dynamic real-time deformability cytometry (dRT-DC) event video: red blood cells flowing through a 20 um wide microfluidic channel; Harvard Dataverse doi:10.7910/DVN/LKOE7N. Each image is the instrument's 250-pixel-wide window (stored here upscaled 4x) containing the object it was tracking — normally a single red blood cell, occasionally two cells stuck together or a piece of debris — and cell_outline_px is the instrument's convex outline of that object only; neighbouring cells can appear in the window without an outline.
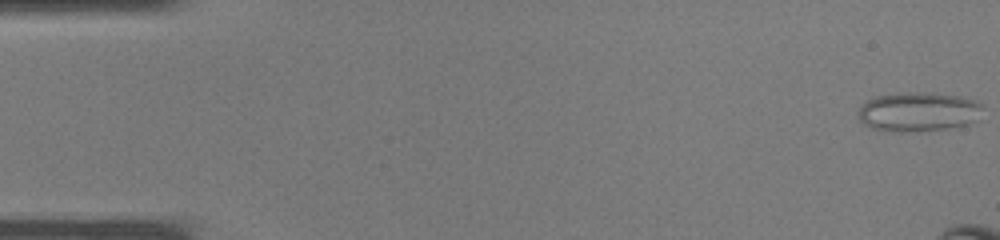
{"species": "common noctule bat (a hibernating species)", "species_latin": "Nyctalus noctula", "temperature_condition": "warm", "stored_images_in_passage": 8, "camera_frame_rate_fps": 3000, "um_per_image_px": 0.085, "animal": {"sex": "male", "body_mass_g": 19.0, "forearm_length_mm": 50.8}, "frame": {"image": 1, "passage_image": 1, "time_ms": 0.0, "image_size_px": [1000, 240], "cell_outline_px": [[984, 108], [980, 120], [968, 124], [948, 128], [908, 132], [892, 132], [872, 128], [864, 124], [856, 116], [856, 112], [868, 100], [876, 96], [900, 92], [932, 92], [968, 96], [980, 100], [984, 104]], "centroid_in_image_um": [78.16, 9.48], "position_along_channel_um": 6.8, "area_um2": 29.59}}